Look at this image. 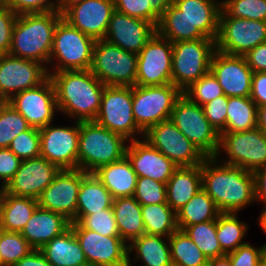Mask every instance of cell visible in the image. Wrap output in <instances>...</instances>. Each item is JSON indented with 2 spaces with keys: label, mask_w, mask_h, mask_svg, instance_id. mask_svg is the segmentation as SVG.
<instances>
[{
  "label": "cell",
  "mask_w": 266,
  "mask_h": 266,
  "mask_svg": "<svg viewBox=\"0 0 266 266\" xmlns=\"http://www.w3.org/2000/svg\"><path fill=\"white\" fill-rule=\"evenodd\" d=\"M86 174L80 169L60 170L37 199L38 207L59 213L73 223L81 180Z\"/></svg>",
  "instance_id": "obj_19"
},
{
  "label": "cell",
  "mask_w": 266,
  "mask_h": 266,
  "mask_svg": "<svg viewBox=\"0 0 266 266\" xmlns=\"http://www.w3.org/2000/svg\"><path fill=\"white\" fill-rule=\"evenodd\" d=\"M14 266H51L40 250L34 249L29 255L22 257Z\"/></svg>",
  "instance_id": "obj_57"
},
{
  "label": "cell",
  "mask_w": 266,
  "mask_h": 266,
  "mask_svg": "<svg viewBox=\"0 0 266 266\" xmlns=\"http://www.w3.org/2000/svg\"><path fill=\"white\" fill-rule=\"evenodd\" d=\"M73 123L70 126H54L50 123L39 129L40 156L61 170L78 169L80 122Z\"/></svg>",
  "instance_id": "obj_15"
},
{
  "label": "cell",
  "mask_w": 266,
  "mask_h": 266,
  "mask_svg": "<svg viewBox=\"0 0 266 266\" xmlns=\"http://www.w3.org/2000/svg\"><path fill=\"white\" fill-rule=\"evenodd\" d=\"M143 139L169 158L177 167L202 165L207 158L170 119L150 127L144 133Z\"/></svg>",
  "instance_id": "obj_13"
},
{
  "label": "cell",
  "mask_w": 266,
  "mask_h": 266,
  "mask_svg": "<svg viewBox=\"0 0 266 266\" xmlns=\"http://www.w3.org/2000/svg\"><path fill=\"white\" fill-rule=\"evenodd\" d=\"M182 91L171 84L132 87L133 115L138 128L145 133L150 127L168 120Z\"/></svg>",
  "instance_id": "obj_10"
},
{
  "label": "cell",
  "mask_w": 266,
  "mask_h": 266,
  "mask_svg": "<svg viewBox=\"0 0 266 266\" xmlns=\"http://www.w3.org/2000/svg\"><path fill=\"white\" fill-rule=\"evenodd\" d=\"M169 246L173 266H207L208 258L186 235L177 229L169 236Z\"/></svg>",
  "instance_id": "obj_38"
},
{
  "label": "cell",
  "mask_w": 266,
  "mask_h": 266,
  "mask_svg": "<svg viewBox=\"0 0 266 266\" xmlns=\"http://www.w3.org/2000/svg\"><path fill=\"white\" fill-rule=\"evenodd\" d=\"M210 71L217 78L227 97H248L251 94L253 71L244 56L228 55L216 50Z\"/></svg>",
  "instance_id": "obj_21"
},
{
  "label": "cell",
  "mask_w": 266,
  "mask_h": 266,
  "mask_svg": "<svg viewBox=\"0 0 266 266\" xmlns=\"http://www.w3.org/2000/svg\"><path fill=\"white\" fill-rule=\"evenodd\" d=\"M238 213H220L216 220V237L222 251L227 255L246 244L248 224L238 219Z\"/></svg>",
  "instance_id": "obj_35"
},
{
  "label": "cell",
  "mask_w": 266,
  "mask_h": 266,
  "mask_svg": "<svg viewBox=\"0 0 266 266\" xmlns=\"http://www.w3.org/2000/svg\"><path fill=\"white\" fill-rule=\"evenodd\" d=\"M114 10L113 0H84L69 7L62 18L96 41L105 38Z\"/></svg>",
  "instance_id": "obj_22"
},
{
  "label": "cell",
  "mask_w": 266,
  "mask_h": 266,
  "mask_svg": "<svg viewBox=\"0 0 266 266\" xmlns=\"http://www.w3.org/2000/svg\"><path fill=\"white\" fill-rule=\"evenodd\" d=\"M94 175L109 190L114 199L134 196L138 176L126 156L100 167Z\"/></svg>",
  "instance_id": "obj_30"
},
{
  "label": "cell",
  "mask_w": 266,
  "mask_h": 266,
  "mask_svg": "<svg viewBox=\"0 0 266 266\" xmlns=\"http://www.w3.org/2000/svg\"><path fill=\"white\" fill-rule=\"evenodd\" d=\"M94 121L122 135L128 141L141 139L144 136L133 115L132 87L105 86L100 110Z\"/></svg>",
  "instance_id": "obj_11"
},
{
  "label": "cell",
  "mask_w": 266,
  "mask_h": 266,
  "mask_svg": "<svg viewBox=\"0 0 266 266\" xmlns=\"http://www.w3.org/2000/svg\"><path fill=\"white\" fill-rule=\"evenodd\" d=\"M221 153H226V159L222 160ZM214 157L220 162L254 172L266 166V134L258 127L240 132H221Z\"/></svg>",
  "instance_id": "obj_8"
},
{
  "label": "cell",
  "mask_w": 266,
  "mask_h": 266,
  "mask_svg": "<svg viewBox=\"0 0 266 266\" xmlns=\"http://www.w3.org/2000/svg\"><path fill=\"white\" fill-rule=\"evenodd\" d=\"M182 230L208 259L226 255L216 237V220L187 226Z\"/></svg>",
  "instance_id": "obj_39"
},
{
  "label": "cell",
  "mask_w": 266,
  "mask_h": 266,
  "mask_svg": "<svg viewBox=\"0 0 266 266\" xmlns=\"http://www.w3.org/2000/svg\"><path fill=\"white\" fill-rule=\"evenodd\" d=\"M170 120L206 157L216 155L220 134L205 117L202 106L182 93L174 104Z\"/></svg>",
  "instance_id": "obj_9"
},
{
  "label": "cell",
  "mask_w": 266,
  "mask_h": 266,
  "mask_svg": "<svg viewBox=\"0 0 266 266\" xmlns=\"http://www.w3.org/2000/svg\"><path fill=\"white\" fill-rule=\"evenodd\" d=\"M84 0H57V12L61 15L71 6Z\"/></svg>",
  "instance_id": "obj_61"
},
{
  "label": "cell",
  "mask_w": 266,
  "mask_h": 266,
  "mask_svg": "<svg viewBox=\"0 0 266 266\" xmlns=\"http://www.w3.org/2000/svg\"><path fill=\"white\" fill-rule=\"evenodd\" d=\"M21 160L9 149L0 148V188H4L18 171Z\"/></svg>",
  "instance_id": "obj_53"
},
{
  "label": "cell",
  "mask_w": 266,
  "mask_h": 266,
  "mask_svg": "<svg viewBox=\"0 0 266 266\" xmlns=\"http://www.w3.org/2000/svg\"><path fill=\"white\" fill-rule=\"evenodd\" d=\"M201 174L202 188L221 213H239L256 203L252 172L207 157L201 165Z\"/></svg>",
  "instance_id": "obj_1"
},
{
  "label": "cell",
  "mask_w": 266,
  "mask_h": 266,
  "mask_svg": "<svg viewBox=\"0 0 266 266\" xmlns=\"http://www.w3.org/2000/svg\"><path fill=\"white\" fill-rule=\"evenodd\" d=\"M133 197L141 205L167 203L166 184L148 177H138Z\"/></svg>",
  "instance_id": "obj_47"
},
{
  "label": "cell",
  "mask_w": 266,
  "mask_h": 266,
  "mask_svg": "<svg viewBox=\"0 0 266 266\" xmlns=\"http://www.w3.org/2000/svg\"><path fill=\"white\" fill-rule=\"evenodd\" d=\"M70 223L59 213L37 207L20 233L34 249L39 250L66 231Z\"/></svg>",
  "instance_id": "obj_26"
},
{
  "label": "cell",
  "mask_w": 266,
  "mask_h": 266,
  "mask_svg": "<svg viewBox=\"0 0 266 266\" xmlns=\"http://www.w3.org/2000/svg\"><path fill=\"white\" fill-rule=\"evenodd\" d=\"M216 41L201 38L173 43L172 84L182 92L210 71Z\"/></svg>",
  "instance_id": "obj_7"
},
{
  "label": "cell",
  "mask_w": 266,
  "mask_h": 266,
  "mask_svg": "<svg viewBox=\"0 0 266 266\" xmlns=\"http://www.w3.org/2000/svg\"><path fill=\"white\" fill-rule=\"evenodd\" d=\"M61 18L57 11L19 14L8 54L42 63L48 68L54 32Z\"/></svg>",
  "instance_id": "obj_3"
},
{
  "label": "cell",
  "mask_w": 266,
  "mask_h": 266,
  "mask_svg": "<svg viewBox=\"0 0 266 266\" xmlns=\"http://www.w3.org/2000/svg\"><path fill=\"white\" fill-rule=\"evenodd\" d=\"M89 266H128V244L120 236H104L70 223Z\"/></svg>",
  "instance_id": "obj_16"
},
{
  "label": "cell",
  "mask_w": 266,
  "mask_h": 266,
  "mask_svg": "<svg viewBox=\"0 0 266 266\" xmlns=\"http://www.w3.org/2000/svg\"><path fill=\"white\" fill-rule=\"evenodd\" d=\"M34 248L18 232L0 229V256L2 266H14L22 257L29 255Z\"/></svg>",
  "instance_id": "obj_42"
},
{
  "label": "cell",
  "mask_w": 266,
  "mask_h": 266,
  "mask_svg": "<svg viewBox=\"0 0 266 266\" xmlns=\"http://www.w3.org/2000/svg\"><path fill=\"white\" fill-rule=\"evenodd\" d=\"M188 20V40L209 38L219 33L221 0H173Z\"/></svg>",
  "instance_id": "obj_25"
},
{
  "label": "cell",
  "mask_w": 266,
  "mask_h": 266,
  "mask_svg": "<svg viewBox=\"0 0 266 266\" xmlns=\"http://www.w3.org/2000/svg\"><path fill=\"white\" fill-rule=\"evenodd\" d=\"M201 189V165L178 167L166 183L167 203L177 212Z\"/></svg>",
  "instance_id": "obj_28"
},
{
  "label": "cell",
  "mask_w": 266,
  "mask_h": 266,
  "mask_svg": "<svg viewBox=\"0 0 266 266\" xmlns=\"http://www.w3.org/2000/svg\"><path fill=\"white\" fill-rule=\"evenodd\" d=\"M227 104L228 97L222 95L202 106L205 117L219 134L221 132H226Z\"/></svg>",
  "instance_id": "obj_49"
},
{
  "label": "cell",
  "mask_w": 266,
  "mask_h": 266,
  "mask_svg": "<svg viewBox=\"0 0 266 266\" xmlns=\"http://www.w3.org/2000/svg\"><path fill=\"white\" fill-rule=\"evenodd\" d=\"M115 10L128 16L144 19L151 22L155 27L159 17L152 11L149 0H113Z\"/></svg>",
  "instance_id": "obj_48"
},
{
  "label": "cell",
  "mask_w": 266,
  "mask_h": 266,
  "mask_svg": "<svg viewBox=\"0 0 266 266\" xmlns=\"http://www.w3.org/2000/svg\"><path fill=\"white\" fill-rule=\"evenodd\" d=\"M257 127L266 134V105L257 106Z\"/></svg>",
  "instance_id": "obj_59"
},
{
  "label": "cell",
  "mask_w": 266,
  "mask_h": 266,
  "mask_svg": "<svg viewBox=\"0 0 266 266\" xmlns=\"http://www.w3.org/2000/svg\"><path fill=\"white\" fill-rule=\"evenodd\" d=\"M39 250L51 266H89L71 227Z\"/></svg>",
  "instance_id": "obj_29"
},
{
  "label": "cell",
  "mask_w": 266,
  "mask_h": 266,
  "mask_svg": "<svg viewBox=\"0 0 266 266\" xmlns=\"http://www.w3.org/2000/svg\"><path fill=\"white\" fill-rule=\"evenodd\" d=\"M4 4V0H0V6Z\"/></svg>",
  "instance_id": "obj_66"
},
{
  "label": "cell",
  "mask_w": 266,
  "mask_h": 266,
  "mask_svg": "<svg viewBox=\"0 0 266 266\" xmlns=\"http://www.w3.org/2000/svg\"><path fill=\"white\" fill-rule=\"evenodd\" d=\"M31 127L42 128L53 123L59 113L53 81L48 77L40 85L15 94L8 100Z\"/></svg>",
  "instance_id": "obj_17"
},
{
  "label": "cell",
  "mask_w": 266,
  "mask_h": 266,
  "mask_svg": "<svg viewBox=\"0 0 266 266\" xmlns=\"http://www.w3.org/2000/svg\"><path fill=\"white\" fill-rule=\"evenodd\" d=\"M173 43L157 32L138 53V86H161L172 83Z\"/></svg>",
  "instance_id": "obj_14"
},
{
  "label": "cell",
  "mask_w": 266,
  "mask_h": 266,
  "mask_svg": "<svg viewBox=\"0 0 266 266\" xmlns=\"http://www.w3.org/2000/svg\"><path fill=\"white\" fill-rule=\"evenodd\" d=\"M264 255L266 256V247H264Z\"/></svg>",
  "instance_id": "obj_67"
},
{
  "label": "cell",
  "mask_w": 266,
  "mask_h": 266,
  "mask_svg": "<svg viewBox=\"0 0 266 266\" xmlns=\"http://www.w3.org/2000/svg\"><path fill=\"white\" fill-rule=\"evenodd\" d=\"M128 144L125 156L138 177H148L166 184L178 168L169 158L143 138L128 141Z\"/></svg>",
  "instance_id": "obj_24"
},
{
  "label": "cell",
  "mask_w": 266,
  "mask_h": 266,
  "mask_svg": "<svg viewBox=\"0 0 266 266\" xmlns=\"http://www.w3.org/2000/svg\"><path fill=\"white\" fill-rule=\"evenodd\" d=\"M152 11L160 18L173 0H149Z\"/></svg>",
  "instance_id": "obj_58"
},
{
  "label": "cell",
  "mask_w": 266,
  "mask_h": 266,
  "mask_svg": "<svg viewBox=\"0 0 266 266\" xmlns=\"http://www.w3.org/2000/svg\"><path fill=\"white\" fill-rule=\"evenodd\" d=\"M155 33L156 27L151 22L114 10L104 39L138 54Z\"/></svg>",
  "instance_id": "obj_23"
},
{
  "label": "cell",
  "mask_w": 266,
  "mask_h": 266,
  "mask_svg": "<svg viewBox=\"0 0 266 266\" xmlns=\"http://www.w3.org/2000/svg\"><path fill=\"white\" fill-rule=\"evenodd\" d=\"M145 234L169 237L178 227L176 212L168 203L141 205Z\"/></svg>",
  "instance_id": "obj_36"
},
{
  "label": "cell",
  "mask_w": 266,
  "mask_h": 266,
  "mask_svg": "<svg viewBox=\"0 0 266 266\" xmlns=\"http://www.w3.org/2000/svg\"><path fill=\"white\" fill-rule=\"evenodd\" d=\"M226 132H240L257 127V105L248 97H228Z\"/></svg>",
  "instance_id": "obj_37"
},
{
  "label": "cell",
  "mask_w": 266,
  "mask_h": 266,
  "mask_svg": "<svg viewBox=\"0 0 266 266\" xmlns=\"http://www.w3.org/2000/svg\"><path fill=\"white\" fill-rule=\"evenodd\" d=\"M15 14L57 11V0H4Z\"/></svg>",
  "instance_id": "obj_50"
},
{
  "label": "cell",
  "mask_w": 266,
  "mask_h": 266,
  "mask_svg": "<svg viewBox=\"0 0 266 266\" xmlns=\"http://www.w3.org/2000/svg\"><path fill=\"white\" fill-rule=\"evenodd\" d=\"M207 266H232L228 255L208 259Z\"/></svg>",
  "instance_id": "obj_60"
},
{
  "label": "cell",
  "mask_w": 266,
  "mask_h": 266,
  "mask_svg": "<svg viewBox=\"0 0 266 266\" xmlns=\"http://www.w3.org/2000/svg\"><path fill=\"white\" fill-rule=\"evenodd\" d=\"M250 98L257 106L266 105V72H253Z\"/></svg>",
  "instance_id": "obj_55"
},
{
  "label": "cell",
  "mask_w": 266,
  "mask_h": 266,
  "mask_svg": "<svg viewBox=\"0 0 266 266\" xmlns=\"http://www.w3.org/2000/svg\"><path fill=\"white\" fill-rule=\"evenodd\" d=\"M258 225L260 226V229L266 234V207H263L261 209L260 215L258 217ZM263 247H266V243L263 244Z\"/></svg>",
  "instance_id": "obj_62"
},
{
  "label": "cell",
  "mask_w": 266,
  "mask_h": 266,
  "mask_svg": "<svg viewBox=\"0 0 266 266\" xmlns=\"http://www.w3.org/2000/svg\"><path fill=\"white\" fill-rule=\"evenodd\" d=\"M220 213L213 199L202 188L176 212L177 227L182 230L187 226L217 220Z\"/></svg>",
  "instance_id": "obj_34"
},
{
  "label": "cell",
  "mask_w": 266,
  "mask_h": 266,
  "mask_svg": "<svg viewBox=\"0 0 266 266\" xmlns=\"http://www.w3.org/2000/svg\"><path fill=\"white\" fill-rule=\"evenodd\" d=\"M156 32L172 43L188 41V20L172 3L160 17Z\"/></svg>",
  "instance_id": "obj_40"
},
{
  "label": "cell",
  "mask_w": 266,
  "mask_h": 266,
  "mask_svg": "<svg viewBox=\"0 0 266 266\" xmlns=\"http://www.w3.org/2000/svg\"><path fill=\"white\" fill-rule=\"evenodd\" d=\"M266 42V21L230 18L222 10L216 50L228 55L244 56Z\"/></svg>",
  "instance_id": "obj_12"
},
{
  "label": "cell",
  "mask_w": 266,
  "mask_h": 266,
  "mask_svg": "<svg viewBox=\"0 0 266 266\" xmlns=\"http://www.w3.org/2000/svg\"><path fill=\"white\" fill-rule=\"evenodd\" d=\"M48 77L42 63L5 54L0 58V99L6 102L15 94L40 85Z\"/></svg>",
  "instance_id": "obj_18"
},
{
  "label": "cell",
  "mask_w": 266,
  "mask_h": 266,
  "mask_svg": "<svg viewBox=\"0 0 266 266\" xmlns=\"http://www.w3.org/2000/svg\"><path fill=\"white\" fill-rule=\"evenodd\" d=\"M31 126L9 102L0 104V148H9L12 140Z\"/></svg>",
  "instance_id": "obj_41"
},
{
  "label": "cell",
  "mask_w": 266,
  "mask_h": 266,
  "mask_svg": "<svg viewBox=\"0 0 266 266\" xmlns=\"http://www.w3.org/2000/svg\"><path fill=\"white\" fill-rule=\"evenodd\" d=\"M131 252H135L133 258ZM139 261L141 266H173L169 237L143 234L133 239L128 244V266Z\"/></svg>",
  "instance_id": "obj_27"
},
{
  "label": "cell",
  "mask_w": 266,
  "mask_h": 266,
  "mask_svg": "<svg viewBox=\"0 0 266 266\" xmlns=\"http://www.w3.org/2000/svg\"><path fill=\"white\" fill-rule=\"evenodd\" d=\"M1 200H2V188H0V205H1Z\"/></svg>",
  "instance_id": "obj_65"
},
{
  "label": "cell",
  "mask_w": 266,
  "mask_h": 266,
  "mask_svg": "<svg viewBox=\"0 0 266 266\" xmlns=\"http://www.w3.org/2000/svg\"><path fill=\"white\" fill-rule=\"evenodd\" d=\"M113 200V196L97 176L94 173H87L81 180L75 217H86L111 208Z\"/></svg>",
  "instance_id": "obj_31"
},
{
  "label": "cell",
  "mask_w": 266,
  "mask_h": 266,
  "mask_svg": "<svg viewBox=\"0 0 266 266\" xmlns=\"http://www.w3.org/2000/svg\"><path fill=\"white\" fill-rule=\"evenodd\" d=\"M6 53L0 48V58H2Z\"/></svg>",
  "instance_id": "obj_64"
},
{
  "label": "cell",
  "mask_w": 266,
  "mask_h": 266,
  "mask_svg": "<svg viewBox=\"0 0 266 266\" xmlns=\"http://www.w3.org/2000/svg\"><path fill=\"white\" fill-rule=\"evenodd\" d=\"M60 170L41 156L22 160L18 171L3 190L13 196L38 199Z\"/></svg>",
  "instance_id": "obj_20"
},
{
  "label": "cell",
  "mask_w": 266,
  "mask_h": 266,
  "mask_svg": "<svg viewBox=\"0 0 266 266\" xmlns=\"http://www.w3.org/2000/svg\"><path fill=\"white\" fill-rule=\"evenodd\" d=\"M37 207V199L13 196L2 189L0 229L20 233Z\"/></svg>",
  "instance_id": "obj_32"
},
{
  "label": "cell",
  "mask_w": 266,
  "mask_h": 266,
  "mask_svg": "<svg viewBox=\"0 0 266 266\" xmlns=\"http://www.w3.org/2000/svg\"><path fill=\"white\" fill-rule=\"evenodd\" d=\"M244 58L253 72H266V42L248 51Z\"/></svg>",
  "instance_id": "obj_54"
},
{
  "label": "cell",
  "mask_w": 266,
  "mask_h": 266,
  "mask_svg": "<svg viewBox=\"0 0 266 266\" xmlns=\"http://www.w3.org/2000/svg\"><path fill=\"white\" fill-rule=\"evenodd\" d=\"M128 140L95 121H81L79 127L78 169L94 173L100 167L121 160Z\"/></svg>",
  "instance_id": "obj_4"
},
{
  "label": "cell",
  "mask_w": 266,
  "mask_h": 266,
  "mask_svg": "<svg viewBox=\"0 0 266 266\" xmlns=\"http://www.w3.org/2000/svg\"><path fill=\"white\" fill-rule=\"evenodd\" d=\"M120 237L129 244L145 234L141 204L133 197H119L112 206Z\"/></svg>",
  "instance_id": "obj_33"
},
{
  "label": "cell",
  "mask_w": 266,
  "mask_h": 266,
  "mask_svg": "<svg viewBox=\"0 0 266 266\" xmlns=\"http://www.w3.org/2000/svg\"><path fill=\"white\" fill-rule=\"evenodd\" d=\"M254 178L255 202L266 207V166L252 172Z\"/></svg>",
  "instance_id": "obj_56"
},
{
  "label": "cell",
  "mask_w": 266,
  "mask_h": 266,
  "mask_svg": "<svg viewBox=\"0 0 266 266\" xmlns=\"http://www.w3.org/2000/svg\"><path fill=\"white\" fill-rule=\"evenodd\" d=\"M18 15L5 4L0 6V48L8 54L11 45L12 31Z\"/></svg>",
  "instance_id": "obj_52"
},
{
  "label": "cell",
  "mask_w": 266,
  "mask_h": 266,
  "mask_svg": "<svg viewBox=\"0 0 266 266\" xmlns=\"http://www.w3.org/2000/svg\"><path fill=\"white\" fill-rule=\"evenodd\" d=\"M232 266H258L264 255L263 245L254 247L249 242L239 246L235 251L227 254Z\"/></svg>",
  "instance_id": "obj_51"
},
{
  "label": "cell",
  "mask_w": 266,
  "mask_h": 266,
  "mask_svg": "<svg viewBox=\"0 0 266 266\" xmlns=\"http://www.w3.org/2000/svg\"><path fill=\"white\" fill-rule=\"evenodd\" d=\"M258 266H266V256L263 255L262 258L259 261Z\"/></svg>",
  "instance_id": "obj_63"
},
{
  "label": "cell",
  "mask_w": 266,
  "mask_h": 266,
  "mask_svg": "<svg viewBox=\"0 0 266 266\" xmlns=\"http://www.w3.org/2000/svg\"><path fill=\"white\" fill-rule=\"evenodd\" d=\"M40 134L39 129L30 127L28 130L15 137L9 149L22 161L40 157Z\"/></svg>",
  "instance_id": "obj_46"
},
{
  "label": "cell",
  "mask_w": 266,
  "mask_h": 266,
  "mask_svg": "<svg viewBox=\"0 0 266 266\" xmlns=\"http://www.w3.org/2000/svg\"><path fill=\"white\" fill-rule=\"evenodd\" d=\"M138 54L128 52L105 39L96 40L90 71L105 86L133 87L136 83Z\"/></svg>",
  "instance_id": "obj_6"
},
{
  "label": "cell",
  "mask_w": 266,
  "mask_h": 266,
  "mask_svg": "<svg viewBox=\"0 0 266 266\" xmlns=\"http://www.w3.org/2000/svg\"><path fill=\"white\" fill-rule=\"evenodd\" d=\"M183 94L195 104L203 106L216 97L224 95V92L217 78L209 71L186 88Z\"/></svg>",
  "instance_id": "obj_44"
},
{
  "label": "cell",
  "mask_w": 266,
  "mask_h": 266,
  "mask_svg": "<svg viewBox=\"0 0 266 266\" xmlns=\"http://www.w3.org/2000/svg\"><path fill=\"white\" fill-rule=\"evenodd\" d=\"M59 113L74 121H94L105 85L90 70L48 72Z\"/></svg>",
  "instance_id": "obj_2"
},
{
  "label": "cell",
  "mask_w": 266,
  "mask_h": 266,
  "mask_svg": "<svg viewBox=\"0 0 266 266\" xmlns=\"http://www.w3.org/2000/svg\"><path fill=\"white\" fill-rule=\"evenodd\" d=\"M94 43L92 37L61 18L54 32L47 71L90 70Z\"/></svg>",
  "instance_id": "obj_5"
},
{
  "label": "cell",
  "mask_w": 266,
  "mask_h": 266,
  "mask_svg": "<svg viewBox=\"0 0 266 266\" xmlns=\"http://www.w3.org/2000/svg\"><path fill=\"white\" fill-rule=\"evenodd\" d=\"M221 10L230 18L266 21V0H221Z\"/></svg>",
  "instance_id": "obj_43"
},
{
  "label": "cell",
  "mask_w": 266,
  "mask_h": 266,
  "mask_svg": "<svg viewBox=\"0 0 266 266\" xmlns=\"http://www.w3.org/2000/svg\"><path fill=\"white\" fill-rule=\"evenodd\" d=\"M73 223L104 236H120L112 207L95 212L86 217H74Z\"/></svg>",
  "instance_id": "obj_45"
}]
</instances>
